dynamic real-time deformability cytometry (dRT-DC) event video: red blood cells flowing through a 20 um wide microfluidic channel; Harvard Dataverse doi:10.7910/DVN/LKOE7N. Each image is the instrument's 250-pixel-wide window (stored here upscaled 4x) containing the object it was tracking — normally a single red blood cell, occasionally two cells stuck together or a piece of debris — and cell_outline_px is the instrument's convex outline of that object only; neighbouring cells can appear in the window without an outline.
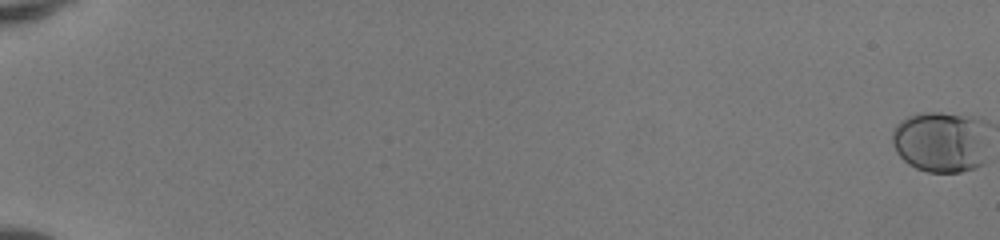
{"species": "human", "species_latin": "Homo sapiens", "temperature_condition": "room temperature", "stored_images_in_passage": 54, "camera_frame_rate_fps": 3000, "um_per_image_px": 0.085, "donor": {"sex": "female"}, "frame": {"image": 1, "passage_image": 1, "time_ms": 0.0, "image_size_px": [1000, 240], "cell_outline_px": [[968, 168], [956, 172], [932, 172], [920, 168], [912, 164], [896, 148], [896, 132], [908, 120], [916, 116], [956, 116], [960, 120]], "centroid_in_image_um": [79.33, 12.2], "position_along_channel_um": 5.7, "area_um2": 23.93}}
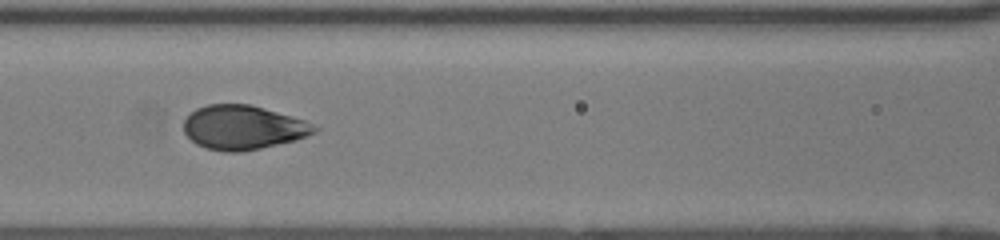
{"frame": {"image": 2, "passage_image": 28, "time_ms": 9.0, "image_size_px": [1000, 240], "cell_outline_px": [[312, 132], [304, 136], [292, 140], [256, 148], [208, 148], [192, 140], [184, 132], [184, 120], [192, 112], [200, 108], [212, 104], [248, 104], [288, 116], [300, 120], [312, 128]], "centroid_in_image_um": [20.54, 10.78], "position_along_channel_um": 146.1, "area_um2": 30.92}}
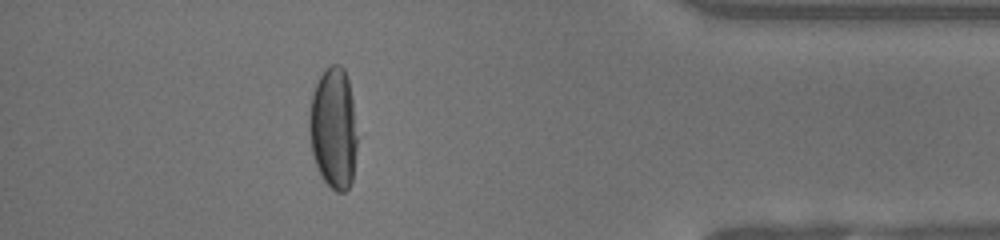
{"frame": {"image": 3, "passage_image": 49, "time_ms": 16.0, "image_size_px": [1000, 240], "cell_outline_px": [[356, 140], [352, 180], [348, 188], [344, 192], [340, 192], [332, 188], [324, 180], [320, 172], [312, 148], [312, 100], [316, 88], [324, 72], [328, 68], [340, 68], [344, 72], [348, 80]], "centroid_in_image_um": [28.38, 11.01], "position_along_channel_um": 406.8, "area_um2": 31.1}, "authors_computed_cell_mechanics": {"area_um2": 30.6629, "velocity_mm_per_s": 4.162, "shape_relaxation_time_tau1_ms": 4.2372, "shape_relaxation_time_tau2_ms": null, "deformation_change_tau1": 0.192, "deformation_change_tau2": null}}